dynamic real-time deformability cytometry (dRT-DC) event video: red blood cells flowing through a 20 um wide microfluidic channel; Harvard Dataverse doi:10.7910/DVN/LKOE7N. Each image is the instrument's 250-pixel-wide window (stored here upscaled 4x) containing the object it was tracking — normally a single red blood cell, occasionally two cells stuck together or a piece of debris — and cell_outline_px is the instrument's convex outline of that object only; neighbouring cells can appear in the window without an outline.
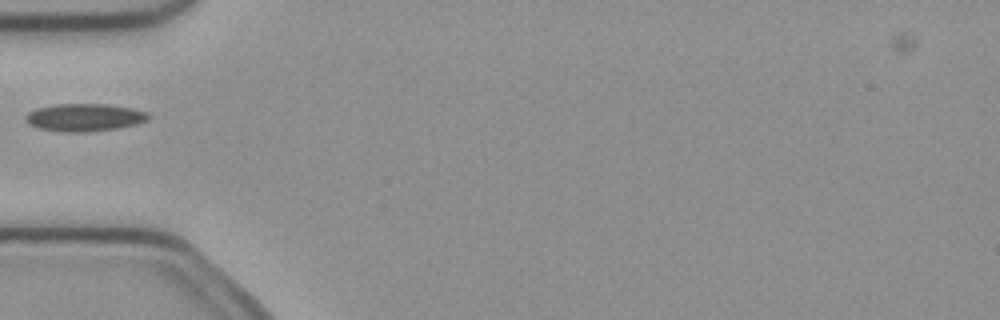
{"species": "common noctule bat (a hibernating species)", "species_latin": "Nyctalus noctula", "temperature_condition": "cold", "stored_images_in_passage": 4, "camera_frame_rate_fps": 3000, "um_per_image_px": 0.085, "animal": {"sex": "female", "body_mass_g": 21.9}, "frame": {"image": 1, "passage_image": 4, "time_ms": 1.0, "image_size_px": [1000, 320], "cell_outline_px": [[152, 116], [148, 120], [136, 124], [116, 128], [84, 132], [64, 132], [40, 128], [28, 124], [24, 120], [24, 116], [28, 112], [36, 108], [56, 104], [108, 104], [132, 108], [148, 112]], "centroid_in_image_um": [7.18, 9.97], "position_along_channel_um": 77.8, "area_um2": 19.88}}